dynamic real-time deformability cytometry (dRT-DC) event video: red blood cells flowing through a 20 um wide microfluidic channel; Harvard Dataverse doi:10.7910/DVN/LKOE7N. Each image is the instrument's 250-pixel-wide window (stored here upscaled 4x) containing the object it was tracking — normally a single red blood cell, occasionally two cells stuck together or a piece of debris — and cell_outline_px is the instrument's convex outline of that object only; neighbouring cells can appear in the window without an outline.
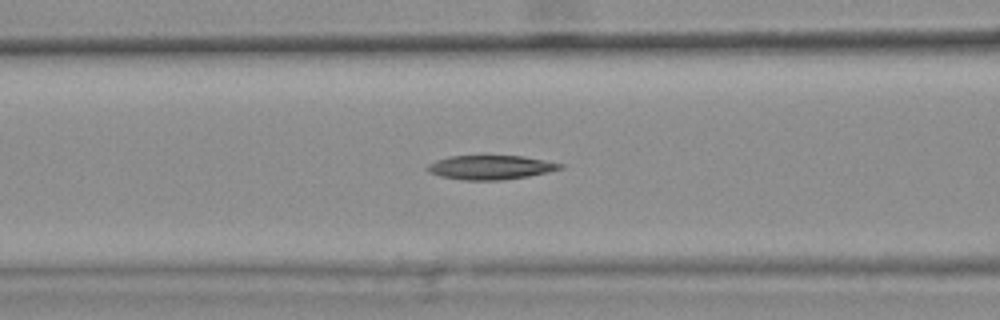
{"species": "common noctule bat (a hibernating species)", "species_latin": "Nyctalus noctula", "temperature_condition": "warm", "stored_images_in_passage": 45, "camera_frame_rate_fps": 3000, "um_per_image_px": 0.085, "animal": {"sex": "female", "body_mass_g": 25.1}, "frame": {"image": 1, "passage_image": 20, "time_ms": 6.333, "image_size_px": [1000, 320], "cell_outline_px": [[564, 168], [548, 172], [528, 176], [504, 180], [460, 180], [440, 176], [428, 172], [424, 168], [428, 164], [436, 160], [448, 156], [524, 156], [564, 164]], "centroid_in_image_um": [41.67, 14.23], "position_along_channel_um": 124.9, "area_um2": 18.84}}